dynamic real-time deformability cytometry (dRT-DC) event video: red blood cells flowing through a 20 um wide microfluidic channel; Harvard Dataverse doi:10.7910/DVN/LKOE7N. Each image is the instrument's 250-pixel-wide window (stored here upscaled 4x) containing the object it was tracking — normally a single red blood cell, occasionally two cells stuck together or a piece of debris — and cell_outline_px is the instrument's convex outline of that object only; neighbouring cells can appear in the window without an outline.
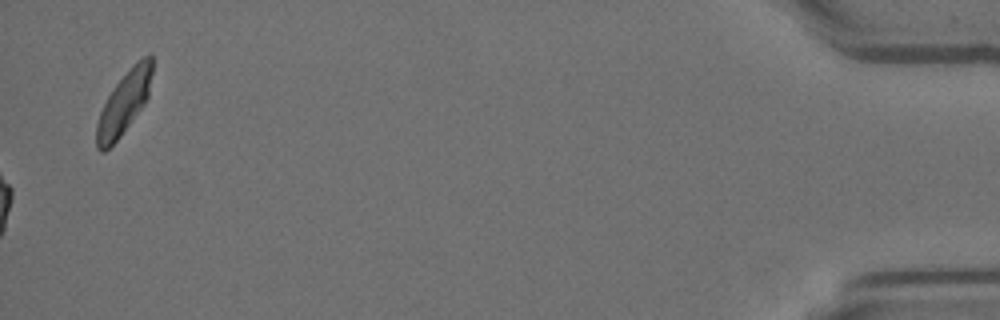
{"species": "Egyptian fruit bat (a non-hibernating species)", "species_latin": "Rousettus aegyptiacus", "temperature_condition": "room temperature", "stored_images_in_passage": 55, "camera_frame_rate_fps": 3000, "um_per_image_px": 0.085, "animal": {"sex": "female"}, "frame": {"image": 1, "passage_image": 55, "time_ms": 18.0, "image_size_px": [1000, 320], "cell_outline_px": [[152, 72], [148, 96], [144, 104], [120, 136], [104, 152], [100, 152], [96, 148], [96, 124], [100, 112], [112, 88], [132, 64], [136, 60], [144, 56], [152, 56]], "centroid_in_image_um": [10.52, 8.73], "position_along_channel_um": 424.7, "area_um2": 20.06}}